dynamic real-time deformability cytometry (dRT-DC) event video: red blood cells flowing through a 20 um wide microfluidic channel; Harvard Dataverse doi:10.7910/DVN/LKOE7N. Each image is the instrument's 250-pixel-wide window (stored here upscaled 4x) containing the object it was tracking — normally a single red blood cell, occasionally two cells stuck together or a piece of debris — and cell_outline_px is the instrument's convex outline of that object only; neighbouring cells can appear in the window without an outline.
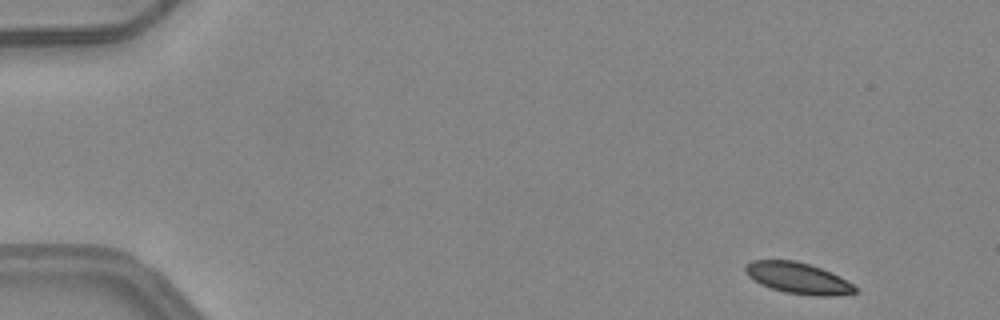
{"species": "common noctule bat (a hibernating species)", "species_latin": "Nyctalus noctula", "temperature_condition": "warm", "stored_images_in_passage": 48, "camera_frame_rate_fps": 3000, "um_per_image_px": 0.085, "animal": {"sex": "female", "body_mass_g": 24.6, "forearm_length_mm": 56.2}, "frame": {"image": 1, "passage_image": 2, "time_ms": 0.333, "image_size_px": [1000, 320], "cell_outline_px": [[856, 292], [836, 296], [816, 296], [784, 292], [760, 284], [748, 276], [744, 272], [744, 268], [752, 260], [796, 260], [820, 268], [840, 276], [852, 284], [856, 288]], "centroid_in_image_um": [67.82, 23.64], "position_along_channel_um": 17.2, "area_um2": 19.83}}
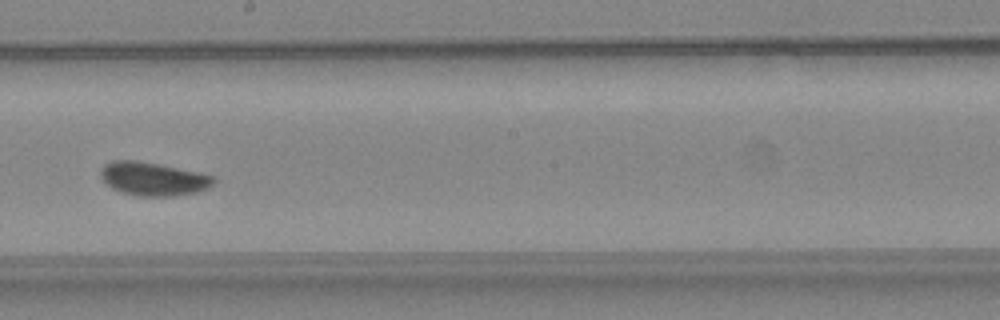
{"frame": {"image": 2, "passage_image": 27, "time_ms": 8.667, "image_size_px": [1000, 320], "cell_outline_px": [[216, 180], [208, 188], [196, 192], [172, 196], [136, 196], [120, 192], [112, 188], [100, 176], [100, 168], [104, 164], [112, 160], [136, 160], [200, 172], [216, 176]], "centroid_in_image_um": [13.01, 15.2], "position_along_channel_um": 235.2, "area_um2": 22.14}}
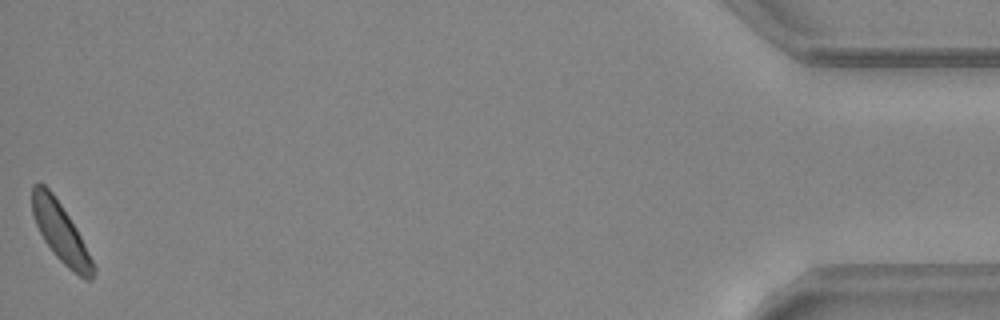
{"frame": {"image": 3, "passage_image": 48, "time_ms": 15.667, "image_size_px": [1000, 320], "cell_outline_px": [[96, 272], [92, 280], [84, 280], [68, 268], [56, 256], [44, 240], [36, 224], [32, 212], [32, 184], [44, 184], [52, 192], [76, 228], [96, 268]], "centroid_in_image_um": [5.17, 19.79], "position_along_channel_um": 430.0, "area_um2": 20.69}, "authors_computed_cell_mechanics": {"area_um2": 21.1259, "velocity_mm_per_s": 4.1219, "shape_relaxation_time_tau1_ms": 3.1791, "shape_relaxation_time_tau2_ms": null, "deformation_change_tau1": 0.0931, "deformation_change_tau2": null}}